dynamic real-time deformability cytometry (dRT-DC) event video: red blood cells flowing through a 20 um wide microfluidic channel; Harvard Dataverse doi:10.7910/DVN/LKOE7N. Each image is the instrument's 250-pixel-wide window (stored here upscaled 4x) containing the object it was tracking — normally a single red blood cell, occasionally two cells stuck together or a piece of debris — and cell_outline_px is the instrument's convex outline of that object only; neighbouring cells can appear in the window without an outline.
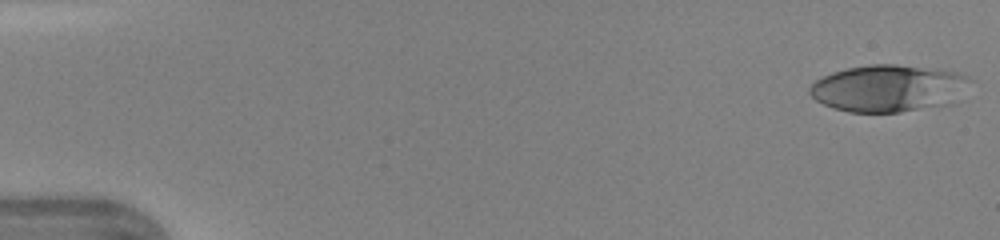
{"species": "human", "species_latin": "Homo sapiens", "temperature_condition": "warm", "stored_images_in_passage": 14, "camera_frame_rate_fps": 3000, "um_per_image_px": 0.085, "donor": {"sex": "female"}, "frame": {"image": 1, "passage_image": 1, "time_ms": 0.0, "image_size_px": [1000, 240], "cell_outline_px": [[976, 80], [952, 104], [900, 112], [848, 112], [832, 108], [816, 100], [808, 92], [808, 88], [816, 80], [832, 72], [848, 68], [868, 64], [896, 64], [956, 72], [968, 76]], "centroid_in_image_um": [75.56, 7.51], "position_along_channel_um": 9.4, "area_um2": 44.27}}
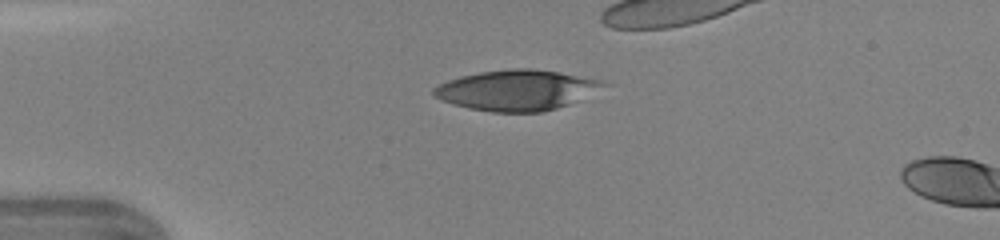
{"frame": {"image": 2, "passage_image": 11, "time_ms": 3.333, "image_size_px": [1000, 240], "cell_outline_px": [[612, 84], [568, 104], [556, 108], [540, 112], [492, 112], [468, 108], [452, 104], [436, 96], [432, 92], [432, 88], [448, 80], [460, 76], [480, 72], [512, 68], [532, 68], [560, 72], [608, 80]], "centroid_in_image_um": [43.98, 7.64], "position_along_channel_um": 41.0, "area_um2": 40.17}}